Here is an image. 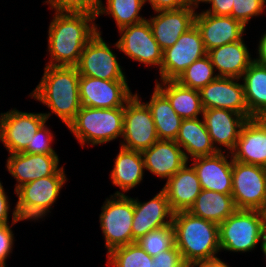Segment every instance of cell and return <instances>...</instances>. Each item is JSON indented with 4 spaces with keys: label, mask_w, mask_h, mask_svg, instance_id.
Masks as SVG:
<instances>
[{
    "label": "cell",
    "mask_w": 266,
    "mask_h": 267,
    "mask_svg": "<svg viewBox=\"0 0 266 267\" xmlns=\"http://www.w3.org/2000/svg\"><path fill=\"white\" fill-rule=\"evenodd\" d=\"M97 24V34L84 47L78 64L79 75L103 80H127L116 53L103 40Z\"/></svg>",
    "instance_id": "30bf717a"
},
{
    "label": "cell",
    "mask_w": 266,
    "mask_h": 267,
    "mask_svg": "<svg viewBox=\"0 0 266 267\" xmlns=\"http://www.w3.org/2000/svg\"><path fill=\"white\" fill-rule=\"evenodd\" d=\"M54 135L46 122L39 128L32 139V146H27L23 151L31 154H57L53 149Z\"/></svg>",
    "instance_id": "74e56055"
},
{
    "label": "cell",
    "mask_w": 266,
    "mask_h": 267,
    "mask_svg": "<svg viewBox=\"0 0 266 267\" xmlns=\"http://www.w3.org/2000/svg\"><path fill=\"white\" fill-rule=\"evenodd\" d=\"M240 79L249 113L254 118H266V63L255 59Z\"/></svg>",
    "instance_id": "f1b7e54d"
},
{
    "label": "cell",
    "mask_w": 266,
    "mask_h": 267,
    "mask_svg": "<svg viewBox=\"0 0 266 267\" xmlns=\"http://www.w3.org/2000/svg\"><path fill=\"white\" fill-rule=\"evenodd\" d=\"M236 210L231 194L202 189L188 212L194 216L220 224Z\"/></svg>",
    "instance_id": "f546056e"
},
{
    "label": "cell",
    "mask_w": 266,
    "mask_h": 267,
    "mask_svg": "<svg viewBox=\"0 0 266 267\" xmlns=\"http://www.w3.org/2000/svg\"><path fill=\"white\" fill-rule=\"evenodd\" d=\"M155 81V86L168 98L172 108L182 119L203 116L199 90L185 87L176 80Z\"/></svg>",
    "instance_id": "83f0119b"
},
{
    "label": "cell",
    "mask_w": 266,
    "mask_h": 267,
    "mask_svg": "<svg viewBox=\"0 0 266 267\" xmlns=\"http://www.w3.org/2000/svg\"><path fill=\"white\" fill-rule=\"evenodd\" d=\"M159 140H175L178 136L182 118L175 112L168 98L155 86L149 102Z\"/></svg>",
    "instance_id": "4dcf8cb0"
},
{
    "label": "cell",
    "mask_w": 266,
    "mask_h": 267,
    "mask_svg": "<svg viewBox=\"0 0 266 267\" xmlns=\"http://www.w3.org/2000/svg\"><path fill=\"white\" fill-rule=\"evenodd\" d=\"M208 0H185L186 5L198 9L200 3H206Z\"/></svg>",
    "instance_id": "bcb514c9"
},
{
    "label": "cell",
    "mask_w": 266,
    "mask_h": 267,
    "mask_svg": "<svg viewBox=\"0 0 266 267\" xmlns=\"http://www.w3.org/2000/svg\"><path fill=\"white\" fill-rule=\"evenodd\" d=\"M263 254H264L265 259H266V239H265V242H264Z\"/></svg>",
    "instance_id": "c3c4849f"
},
{
    "label": "cell",
    "mask_w": 266,
    "mask_h": 267,
    "mask_svg": "<svg viewBox=\"0 0 266 267\" xmlns=\"http://www.w3.org/2000/svg\"><path fill=\"white\" fill-rule=\"evenodd\" d=\"M148 2L154 12L162 10H176L186 6L185 0H144Z\"/></svg>",
    "instance_id": "b9f144b4"
},
{
    "label": "cell",
    "mask_w": 266,
    "mask_h": 267,
    "mask_svg": "<svg viewBox=\"0 0 266 267\" xmlns=\"http://www.w3.org/2000/svg\"><path fill=\"white\" fill-rule=\"evenodd\" d=\"M257 61L265 62L266 63V31L262 34L259 43L257 44Z\"/></svg>",
    "instance_id": "f6af8a7d"
},
{
    "label": "cell",
    "mask_w": 266,
    "mask_h": 267,
    "mask_svg": "<svg viewBox=\"0 0 266 267\" xmlns=\"http://www.w3.org/2000/svg\"><path fill=\"white\" fill-rule=\"evenodd\" d=\"M118 32L120 38L113 45L116 49L135 62L143 63L146 67L156 66L160 70L163 51L155 40L147 19L120 28Z\"/></svg>",
    "instance_id": "7c38bea8"
},
{
    "label": "cell",
    "mask_w": 266,
    "mask_h": 267,
    "mask_svg": "<svg viewBox=\"0 0 266 267\" xmlns=\"http://www.w3.org/2000/svg\"><path fill=\"white\" fill-rule=\"evenodd\" d=\"M47 121L43 113L17 109L0 113V141L9 154L23 152L27 146H32L34 135Z\"/></svg>",
    "instance_id": "4fadbf2b"
},
{
    "label": "cell",
    "mask_w": 266,
    "mask_h": 267,
    "mask_svg": "<svg viewBox=\"0 0 266 267\" xmlns=\"http://www.w3.org/2000/svg\"><path fill=\"white\" fill-rule=\"evenodd\" d=\"M141 153L145 170L166 181L190 162L175 140H158Z\"/></svg>",
    "instance_id": "603a6c76"
},
{
    "label": "cell",
    "mask_w": 266,
    "mask_h": 267,
    "mask_svg": "<svg viewBox=\"0 0 266 267\" xmlns=\"http://www.w3.org/2000/svg\"><path fill=\"white\" fill-rule=\"evenodd\" d=\"M57 154H31L25 152L9 154L6 160V170L17 181L15 191L23 184L51 176L65 174L64 166H59Z\"/></svg>",
    "instance_id": "2e32d148"
},
{
    "label": "cell",
    "mask_w": 266,
    "mask_h": 267,
    "mask_svg": "<svg viewBox=\"0 0 266 267\" xmlns=\"http://www.w3.org/2000/svg\"><path fill=\"white\" fill-rule=\"evenodd\" d=\"M232 159L266 168V118L248 119L242 126Z\"/></svg>",
    "instance_id": "7402d4cb"
},
{
    "label": "cell",
    "mask_w": 266,
    "mask_h": 267,
    "mask_svg": "<svg viewBox=\"0 0 266 267\" xmlns=\"http://www.w3.org/2000/svg\"><path fill=\"white\" fill-rule=\"evenodd\" d=\"M12 215L11 225L0 224V267H6V259L11 256L10 253L13 251L15 240L11 226L22 221L18 216L16 207H14Z\"/></svg>",
    "instance_id": "f35d334b"
},
{
    "label": "cell",
    "mask_w": 266,
    "mask_h": 267,
    "mask_svg": "<svg viewBox=\"0 0 266 267\" xmlns=\"http://www.w3.org/2000/svg\"><path fill=\"white\" fill-rule=\"evenodd\" d=\"M99 215L100 227L107 253L132 243L134 198L127 195H110L103 203Z\"/></svg>",
    "instance_id": "52a82bcc"
},
{
    "label": "cell",
    "mask_w": 266,
    "mask_h": 267,
    "mask_svg": "<svg viewBox=\"0 0 266 267\" xmlns=\"http://www.w3.org/2000/svg\"><path fill=\"white\" fill-rule=\"evenodd\" d=\"M202 117L215 149L223 152L221 148L225 147L231 153L247 119L237 112L218 108L204 109Z\"/></svg>",
    "instance_id": "44dd1931"
},
{
    "label": "cell",
    "mask_w": 266,
    "mask_h": 267,
    "mask_svg": "<svg viewBox=\"0 0 266 267\" xmlns=\"http://www.w3.org/2000/svg\"><path fill=\"white\" fill-rule=\"evenodd\" d=\"M105 4L102 1L97 17L105 14L112 16L118 30L146 20L139 15L145 5L144 0H106Z\"/></svg>",
    "instance_id": "1f68e13d"
},
{
    "label": "cell",
    "mask_w": 266,
    "mask_h": 267,
    "mask_svg": "<svg viewBox=\"0 0 266 267\" xmlns=\"http://www.w3.org/2000/svg\"><path fill=\"white\" fill-rule=\"evenodd\" d=\"M175 142L182 148L186 159L210 156L218 153L215 149L204 119H183ZM184 148V149H183Z\"/></svg>",
    "instance_id": "4316f807"
},
{
    "label": "cell",
    "mask_w": 266,
    "mask_h": 267,
    "mask_svg": "<svg viewBox=\"0 0 266 267\" xmlns=\"http://www.w3.org/2000/svg\"><path fill=\"white\" fill-rule=\"evenodd\" d=\"M124 107L91 108L81 106L75 119L67 126L78 143L98 146L122 137Z\"/></svg>",
    "instance_id": "277c9868"
},
{
    "label": "cell",
    "mask_w": 266,
    "mask_h": 267,
    "mask_svg": "<svg viewBox=\"0 0 266 267\" xmlns=\"http://www.w3.org/2000/svg\"><path fill=\"white\" fill-rule=\"evenodd\" d=\"M3 183L0 181V224H9V210H10V202L7 196V192H5V188L2 185Z\"/></svg>",
    "instance_id": "7bdbcfd3"
},
{
    "label": "cell",
    "mask_w": 266,
    "mask_h": 267,
    "mask_svg": "<svg viewBox=\"0 0 266 267\" xmlns=\"http://www.w3.org/2000/svg\"><path fill=\"white\" fill-rule=\"evenodd\" d=\"M261 213L263 217L264 237L266 239V209H262Z\"/></svg>",
    "instance_id": "7dc6e473"
},
{
    "label": "cell",
    "mask_w": 266,
    "mask_h": 267,
    "mask_svg": "<svg viewBox=\"0 0 266 267\" xmlns=\"http://www.w3.org/2000/svg\"><path fill=\"white\" fill-rule=\"evenodd\" d=\"M265 3L266 0H233L230 16L246 27L253 17L263 14Z\"/></svg>",
    "instance_id": "8d00e7d4"
},
{
    "label": "cell",
    "mask_w": 266,
    "mask_h": 267,
    "mask_svg": "<svg viewBox=\"0 0 266 267\" xmlns=\"http://www.w3.org/2000/svg\"><path fill=\"white\" fill-rule=\"evenodd\" d=\"M174 212L171 210L165 192L161 189L152 199L140 202L134 198L132 222V243L151 230L171 225Z\"/></svg>",
    "instance_id": "d6986e66"
},
{
    "label": "cell",
    "mask_w": 266,
    "mask_h": 267,
    "mask_svg": "<svg viewBox=\"0 0 266 267\" xmlns=\"http://www.w3.org/2000/svg\"><path fill=\"white\" fill-rule=\"evenodd\" d=\"M175 245L184 262L191 264L218 257L219 224L192 215L188 211L173 214Z\"/></svg>",
    "instance_id": "3957f363"
},
{
    "label": "cell",
    "mask_w": 266,
    "mask_h": 267,
    "mask_svg": "<svg viewBox=\"0 0 266 267\" xmlns=\"http://www.w3.org/2000/svg\"><path fill=\"white\" fill-rule=\"evenodd\" d=\"M224 152L226 150L210 156L192 158L190 165L195 169L202 189L223 194L232 193L233 159L231 153L224 155Z\"/></svg>",
    "instance_id": "ac0fdd59"
},
{
    "label": "cell",
    "mask_w": 266,
    "mask_h": 267,
    "mask_svg": "<svg viewBox=\"0 0 266 267\" xmlns=\"http://www.w3.org/2000/svg\"><path fill=\"white\" fill-rule=\"evenodd\" d=\"M195 25L201 33L206 51L225 44L240 41L246 27L231 16H216L197 12Z\"/></svg>",
    "instance_id": "ffe728a7"
},
{
    "label": "cell",
    "mask_w": 266,
    "mask_h": 267,
    "mask_svg": "<svg viewBox=\"0 0 266 267\" xmlns=\"http://www.w3.org/2000/svg\"><path fill=\"white\" fill-rule=\"evenodd\" d=\"M50 9L59 13H86L97 17L102 0H47Z\"/></svg>",
    "instance_id": "d590c367"
},
{
    "label": "cell",
    "mask_w": 266,
    "mask_h": 267,
    "mask_svg": "<svg viewBox=\"0 0 266 267\" xmlns=\"http://www.w3.org/2000/svg\"><path fill=\"white\" fill-rule=\"evenodd\" d=\"M151 257L175 246L173 225L151 230L136 241Z\"/></svg>",
    "instance_id": "e575fe53"
},
{
    "label": "cell",
    "mask_w": 266,
    "mask_h": 267,
    "mask_svg": "<svg viewBox=\"0 0 266 267\" xmlns=\"http://www.w3.org/2000/svg\"><path fill=\"white\" fill-rule=\"evenodd\" d=\"M133 95L126 80H103L80 75L81 106L91 108L125 107Z\"/></svg>",
    "instance_id": "5bb4252c"
},
{
    "label": "cell",
    "mask_w": 266,
    "mask_h": 267,
    "mask_svg": "<svg viewBox=\"0 0 266 267\" xmlns=\"http://www.w3.org/2000/svg\"><path fill=\"white\" fill-rule=\"evenodd\" d=\"M96 16L86 13H59L54 16L48 30L46 65L75 67L86 44L97 34Z\"/></svg>",
    "instance_id": "6da1fadb"
},
{
    "label": "cell",
    "mask_w": 266,
    "mask_h": 267,
    "mask_svg": "<svg viewBox=\"0 0 266 267\" xmlns=\"http://www.w3.org/2000/svg\"><path fill=\"white\" fill-rule=\"evenodd\" d=\"M66 174H53L28 182L19 187L15 194L18 197L16 210L19 218L36 221L43 219L59 198L63 185L67 181Z\"/></svg>",
    "instance_id": "8992f818"
},
{
    "label": "cell",
    "mask_w": 266,
    "mask_h": 267,
    "mask_svg": "<svg viewBox=\"0 0 266 267\" xmlns=\"http://www.w3.org/2000/svg\"><path fill=\"white\" fill-rule=\"evenodd\" d=\"M207 55L201 33L194 25L165 49L159 70L160 81L176 80L194 61Z\"/></svg>",
    "instance_id": "8fae6325"
},
{
    "label": "cell",
    "mask_w": 266,
    "mask_h": 267,
    "mask_svg": "<svg viewBox=\"0 0 266 267\" xmlns=\"http://www.w3.org/2000/svg\"><path fill=\"white\" fill-rule=\"evenodd\" d=\"M151 267H189L183 260L176 245L169 250L163 251L153 257Z\"/></svg>",
    "instance_id": "ab89813d"
},
{
    "label": "cell",
    "mask_w": 266,
    "mask_h": 267,
    "mask_svg": "<svg viewBox=\"0 0 266 267\" xmlns=\"http://www.w3.org/2000/svg\"><path fill=\"white\" fill-rule=\"evenodd\" d=\"M261 242L264 248V227L261 210L237 209L219 224L220 250L251 252Z\"/></svg>",
    "instance_id": "5b68a950"
},
{
    "label": "cell",
    "mask_w": 266,
    "mask_h": 267,
    "mask_svg": "<svg viewBox=\"0 0 266 267\" xmlns=\"http://www.w3.org/2000/svg\"><path fill=\"white\" fill-rule=\"evenodd\" d=\"M189 267H230L227 263L220 258H214L210 260H201L191 264Z\"/></svg>",
    "instance_id": "ee69618b"
},
{
    "label": "cell",
    "mask_w": 266,
    "mask_h": 267,
    "mask_svg": "<svg viewBox=\"0 0 266 267\" xmlns=\"http://www.w3.org/2000/svg\"><path fill=\"white\" fill-rule=\"evenodd\" d=\"M113 161L110 180L122 191H116L114 195H126V192L137 187L143 180L145 168L142 153L120 146L119 153Z\"/></svg>",
    "instance_id": "484cf974"
},
{
    "label": "cell",
    "mask_w": 266,
    "mask_h": 267,
    "mask_svg": "<svg viewBox=\"0 0 266 267\" xmlns=\"http://www.w3.org/2000/svg\"><path fill=\"white\" fill-rule=\"evenodd\" d=\"M122 139L121 147L140 152L159 140L151 111L138 93L125 104Z\"/></svg>",
    "instance_id": "ba28073f"
},
{
    "label": "cell",
    "mask_w": 266,
    "mask_h": 267,
    "mask_svg": "<svg viewBox=\"0 0 266 267\" xmlns=\"http://www.w3.org/2000/svg\"><path fill=\"white\" fill-rule=\"evenodd\" d=\"M241 79L217 77L199 90L203 109H227L242 114L247 120L254 117L249 113Z\"/></svg>",
    "instance_id": "9a60e30c"
},
{
    "label": "cell",
    "mask_w": 266,
    "mask_h": 267,
    "mask_svg": "<svg viewBox=\"0 0 266 267\" xmlns=\"http://www.w3.org/2000/svg\"><path fill=\"white\" fill-rule=\"evenodd\" d=\"M79 72L76 67H44L43 77L30 93V97L47 106L51 111L43 113L47 120L51 114L68 126L81 108L79 98Z\"/></svg>",
    "instance_id": "7a4b0ae2"
},
{
    "label": "cell",
    "mask_w": 266,
    "mask_h": 267,
    "mask_svg": "<svg viewBox=\"0 0 266 267\" xmlns=\"http://www.w3.org/2000/svg\"><path fill=\"white\" fill-rule=\"evenodd\" d=\"M196 8L186 5L176 10L155 12L148 20L152 34L162 51L173 46L181 34L195 25Z\"/></svg>",
    "instance_id": "e0dca14e"
},
{
    "label": "cell",
    "mask_w": 266,
    "mask_h": 267,
    "mask_svg": "<svg viewBox=\"0 0 266 267\" xmlns=\"http://www.w3.org/2000/svg\"><path fill=\"white\" fill-rule=\"evenodd\" d=\"M218 77L241 78L250 64L255 60L251 57L244 39L215 47L207 51Z\"/></svg>",
    "instance_id": "d4e9b609"
},
{
    "label": "cell",
    "mask_w": 266,
    "mask_h": 267,
    "mask_svg": "<svg viewBox=\"0 0 266 267\" xmlns=\"http://www.w3.org/2000/svg\"><path fill=\"white\" fill-rule=\"evenodd\" d=\"M205 4L211 7L204 12L216 16H230L233 8V0H208Z\"/></svg>",
    "instance_id": "60d3db41"
},
{
    "label": "cell",
    "mask_w": 266,
    "mask_h": 267,
    "mask_svg": "<svg viewBox=\"0 0 266 267\" xmlns=\"http://www.w3.org/2000/svg\"><path fill=\"white\" fill-rule=\"evenodd\" d=\"M188 163L167 180L162 188L174 213L188 211L202 190L195 169Z\"/></svg>",
    "instance_id": "cb8c5ba5"
},
{
    "label": "cell",
    "mask_w": 266,
    "mask_h": 267,
    "mask_svg": "<svg viewBox=\"0 0 266 267\" xmlns=\"http://www.w3.org/2000/svg\"><path fill=\"white\" fill-rule=\"evenodd\" d=\"M217 77L209 56L205 55L187 67L176 81L185 87L200 90Z\"/></svg>",
    "instance_id": "836d02e7"
},
{
    "label": "cell",
    "mask_w": 266,
    "mask_h": 267,
    "mask_svg": "<svg viewBox=\"0 0 266 267\" xmlns=\"http://www.w3.org/2000/svg\"><path fill=\"white\" fill-rule=\"evenodd\" d=\"M231 195L236 209L262 210L266 203V168L233 160Z\"/></svg>",
    "instance_id": "9c48e42d"
},
{
    "label": "cell",
    "mask_w": 266,
    "mask_h": 267,
    "mask_svg": "<svg viewBox=\"0 0 266 267\" xmlns=\"http://www.w3.org/2000/svg\"><path fill=\"white\" fill-rule=\"evenodd\" d=\"M107 259L109 267H151L153 261L137 242L112 249Z\"/></svg>",
    "instance_id": "d6a6232c"
}]
</instances>
